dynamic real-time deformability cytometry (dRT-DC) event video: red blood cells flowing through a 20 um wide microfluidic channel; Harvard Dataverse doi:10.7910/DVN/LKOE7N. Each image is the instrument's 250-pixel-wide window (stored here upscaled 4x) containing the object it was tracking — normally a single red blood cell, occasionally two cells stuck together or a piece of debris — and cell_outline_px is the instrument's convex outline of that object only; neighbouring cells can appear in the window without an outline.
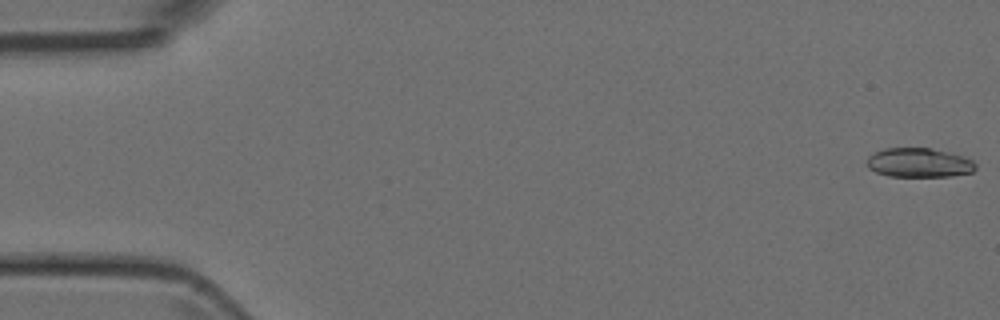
{"species": "Egyptian fruit bat (a non-hibernating species)", "species_latin": "Rousettus aegyptiacus", "temperature_condition": "room temperature", "stored_images_in_passage": 11, "camera_frame_rate_fps": 3000, "um_per_image_px": 0.085, "animal": {"sex": "female"}, "frame": {"image": 1, "passage_image": 1, "time_ms": 0.0, "image_size_px": [1000, 320], "cell_outline_px": [[976, 168], [972, 172], [952, 176], [888, 176], [876, 172], [868, 168], [868, 156], [872, 152], [884, 148], [928, 148], [948, 152], [964, 156], [972, 160], [976, 164]], "centroid_in_image_um": [78.11, 13.82], "position_along_channel_um": 6.9, "area_um2": 18.55}}